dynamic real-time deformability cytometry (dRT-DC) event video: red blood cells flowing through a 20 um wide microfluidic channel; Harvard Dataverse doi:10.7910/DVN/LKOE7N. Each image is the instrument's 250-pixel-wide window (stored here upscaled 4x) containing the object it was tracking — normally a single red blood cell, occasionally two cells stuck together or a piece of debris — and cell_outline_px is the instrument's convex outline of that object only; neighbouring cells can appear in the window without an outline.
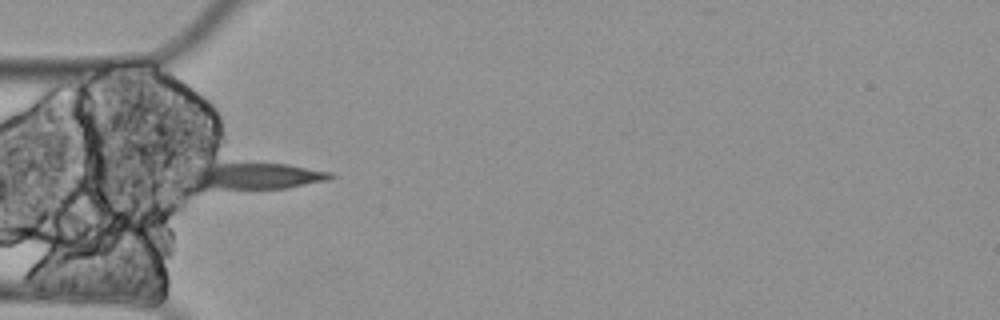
{"species": "Egyptian fruit bat (a non-hibernating species)", "species_latin": "Rousettus aegyptiacus", "temperature_condition": "cold", "stored_images_in_passage": 8, "camera_frame_rate_fps": 3000, "um_per_image_px": 0.085, "animal": {"sex": "female"}, "frame": {"image": 1, "passage_image": 2, "time_ms": 0.333, "image_size_px": [1000, 320], "cell_outline_px": [[336, 176], [328, 180], [288, 188], [196, 192], [184, 176], [184, 172], [196, 168], [216, 164], [288, 164], [332, 172]], "centroid_in_image_um": [21.5, 15.04], "position_along_channel_um": 63.5, "area_um2": 23.24}}
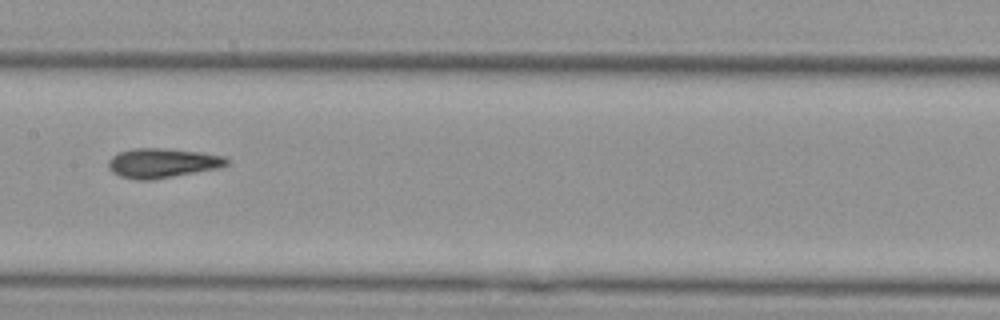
{"frame": {"image": 2, "passage_image": 5, "time_ms": 1.333, "image_size_px": [1000, 320], "cell_outline_px": [[228, 164], [220, 168], [148, 180], [136, 180], [120, 176], [112, 172], [108, 168], [108, 160], [112, 156], [120, 152], [132, 148], [164, 148], [200, 152], [228, 156]], "centroid_in_image_um": [13.81, 13.85], "position_along_channel_um": 193.6, "area_um2": 20.4}}
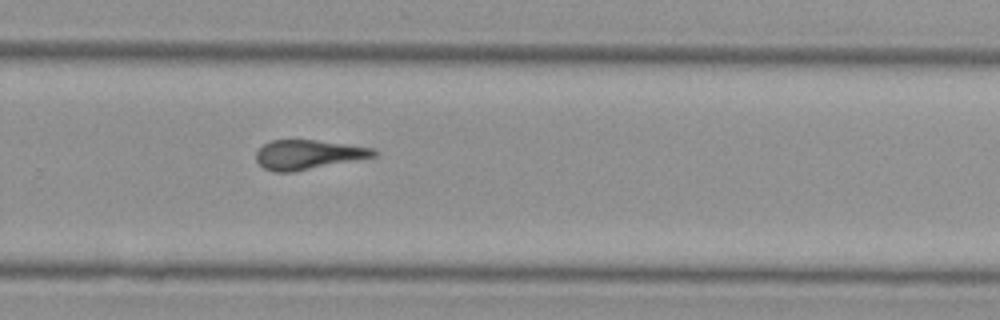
{"frame": {"image": 3, "passage_image": 8, "time_ms": 2.333, "image_size_px": [1000, 320], "cell_outline_px": [[380, 152], [376, 156], [292, 172], [276, 172], [264, 168], [256, 160], [256, 152], [264, 144], [272, 140], [316, 140], [376, 148]], "centroid_in_image_um": [26.22, 13.13], "position_along_channel_um": 303.6, "area_um2": 20.06}}